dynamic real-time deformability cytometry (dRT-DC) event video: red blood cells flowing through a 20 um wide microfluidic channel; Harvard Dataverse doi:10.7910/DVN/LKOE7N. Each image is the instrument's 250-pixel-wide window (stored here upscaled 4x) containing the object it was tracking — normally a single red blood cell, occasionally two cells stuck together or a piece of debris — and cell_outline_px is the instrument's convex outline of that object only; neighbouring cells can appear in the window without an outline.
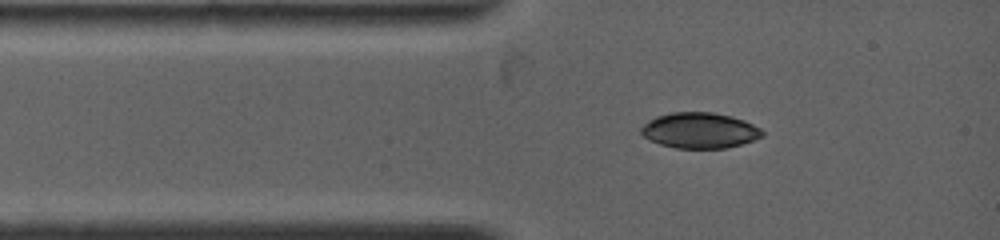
{"species": "common noctule bat (a hibernating species)", "species_latin": "Nyctalus noctula", "temperature_condition": "warm", "stored_images_in_passage": 41, "camera_frame_rate_fps": 4500, "um_per_image_px": 0.085, "animal": {"sex": "female", "body_mass_g": 19.0, "forearm_length_mm": 53.3}, "frame": {"image": 1, "passage_image": 3, "time_ms": 0.889, "image_size_px": [1000, 240], "cell_outline_px": [[764, 136], [740, 144], [724, 148], [676, 148], [660, 144], [644, 136], [640, 132], [640, 128], [648, 120], [656, 116], [672, 112], [712, 112], [732, 116], [744, 120], [760, 128], [764, 132]], "centroid_in_image_um": [59.47, 11.07], "position_along_channel_um": 25.5, "area_um2": 25.09}}
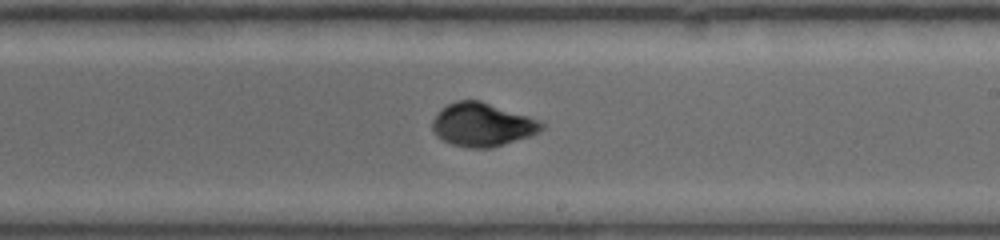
{"frame": {"image": 2, "passage_image": 20, "time_ms": 6.889, "image_size_px": [1000, 240], "cell_outline_px": [[544, 128], [540, 132], [492, 148], [468, 148], [452, 144], [436, 136], [432, 128], [432, 120], [440, 108], [456, 100], [480, 100], [540, 120], [544, 124]], "centroid_in_image_um": [40.97, 10.59], "position_along_channel_um": 248.0, "area_um2": 27.69}}
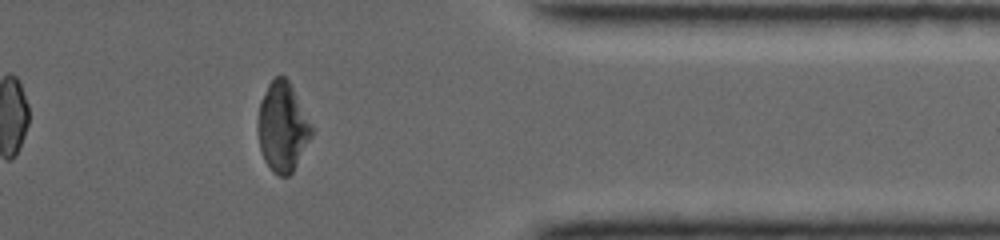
{"frame": {"image": 3, "passage_image": 37, "time_ms": 10.889, "image_size_px": [1000, 240], "cell_outline_px": [[312, 136], [292, 172], [288, 176], [280, 176], [272, 172], [264, 160], [260, 148], [256, 128], [256, 120], [260, 100], [268, 84], [276, 76], [284, 76], [288, 80], [312, 124]], "centroid_in_image_um": [23.98, 10.8], "position_along_channel_um": 387.4, "area_um2": 28.09}, "authors_computed_cell_mechanics": {"area_um2": 27.2816, "velocity_mm_per_s": 3.8624, "shape_relaxation_time_tau1_ms": 5.6483, "shape_relaxation_time_tau2_ms": 1.8202, "deformation_change_tau1": 0.1985, "deformation_change_tau2": 0.0279}}